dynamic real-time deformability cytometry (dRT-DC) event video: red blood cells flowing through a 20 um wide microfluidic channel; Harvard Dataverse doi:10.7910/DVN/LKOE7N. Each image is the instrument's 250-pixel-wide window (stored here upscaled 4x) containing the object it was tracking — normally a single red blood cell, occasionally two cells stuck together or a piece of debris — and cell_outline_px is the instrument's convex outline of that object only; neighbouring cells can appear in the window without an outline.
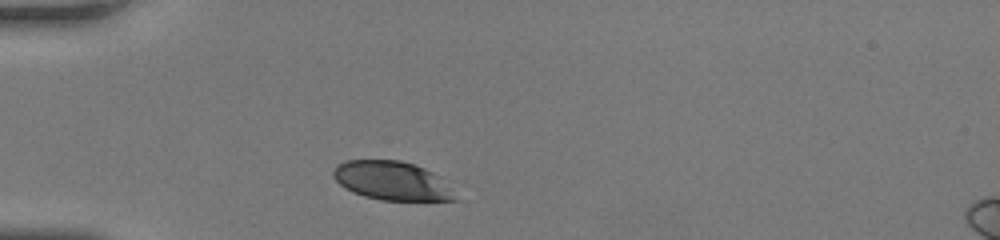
{"species": "human", "species_latin": "Homo sapiens", "temperature_condition": "room temperature", "stored_images_in_passage": 28, "camera_frame_rate_fps": 3000, "um_per_image_px": 0.085, "donor": {"sex": "female"}, "frame": {"image": 1, "passage_image": 1, "time_ms": 0.0, "image_size_px": [1000, 240], "cell_outline_px": [[460, 200], [380, 200], [364, 196], [352, 192], [344, 188], [332, 176], [332, 172], [336, 164], [344, 160], [400, 160], [424, 168], [440, 176]], "centroid_in_image_um": [33.28, 15.36], "position_along_channel_um": 51.7, "area_um2": 27.63}}
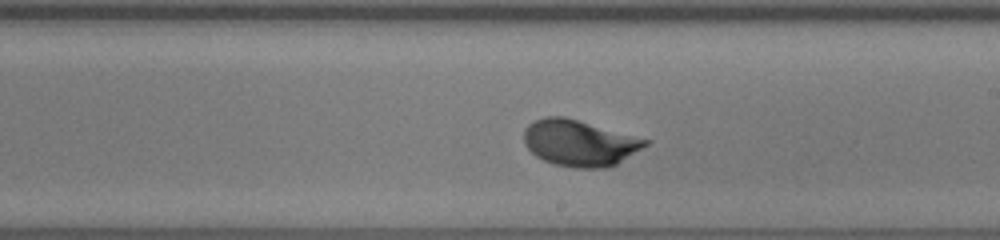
{"frame": {"image": 2, "passage_image": 16, "time_ms": 5.0, "image_size_px": [1000, 240], "cell_outline_px": [[652, 140], [648, 144], [616, 164], [608, 168], [572, 168], [552, 164], [536, 156], [524, 144], [524, 128], [528, 124], [544, 116], [564, 116]], "centroid_in_image_um": [49.25, 12.15], "position_along_channel_um": 239.8, "area_um2": 32.83}}
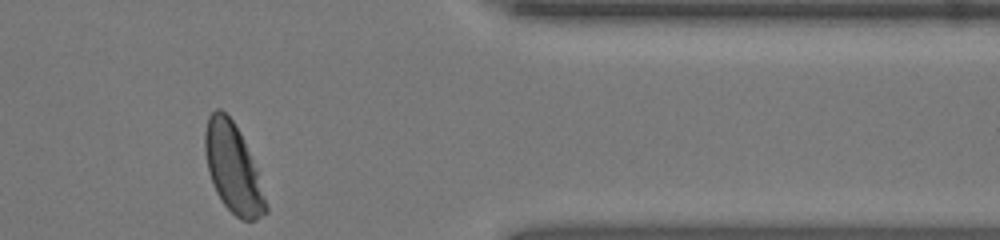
{"frame": {"image": 3, "passage_image": 28, "time_ms": 9.0, "image_size_px": [1000, 240], "cell_outline_px": [[268, 212], [256, 220], [240, 220], [224, 204], [216, 192], [212, 184], [208, 172], [204, 148], [204, 132], [208, 116], [216, 108], [220, 108], [232, 120], [240, 132], [256, 168], [268, 204]], "centroid_in_image_um": [19.8, 14.31], "position_along_channel_um": 391.6, "area_um2": 31.5}, "authors_computed_cell_mechanics": {"area_um2": 31.5299, "velocity_mm_per_s": 4.1903, "shape_relaxation_time_tau1_ms": 1.9544, "shape_relaxation_time_tau2_ms": null, "deformation_change_tau1": 0.124, "deformation_change_tau2": null}}